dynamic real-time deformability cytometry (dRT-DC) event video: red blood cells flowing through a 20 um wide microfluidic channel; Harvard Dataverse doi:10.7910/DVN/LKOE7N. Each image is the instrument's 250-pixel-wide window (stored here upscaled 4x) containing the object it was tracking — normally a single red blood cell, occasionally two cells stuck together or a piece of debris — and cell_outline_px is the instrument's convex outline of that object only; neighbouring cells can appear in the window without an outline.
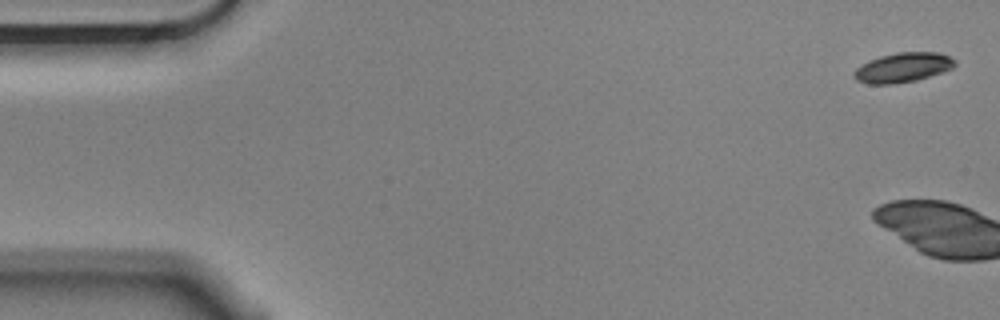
{"species": "Egyptian fruit bat (a non-hibernating species)", "species_latin": "Rousettus aegyptiacus", "temperature_condition": "cold", "stored_images_in_passage": 5, "camera_frame_rate_fps": 3000, "um_per_image_px": 0.085, "animal": {"sex": "male"}, "frame": {"image": 1, "passage_image": 1, "time_ms": 0.0, "image_size_px": [1000, 320], "cell_outline_px": [[956, 64], [952, 68], [944, 72], [916, 80], [888, 84], [868, 84], [856, 80], [852, 76], [852, 72], [856, 68], [868, 60], [880, 56], [896, 52], [940, 52], [956, 60]], "centroid_in_image_um": [76.73, 5.73], "position_along_channel_um": 8.3, "area_um2": 17.57}}